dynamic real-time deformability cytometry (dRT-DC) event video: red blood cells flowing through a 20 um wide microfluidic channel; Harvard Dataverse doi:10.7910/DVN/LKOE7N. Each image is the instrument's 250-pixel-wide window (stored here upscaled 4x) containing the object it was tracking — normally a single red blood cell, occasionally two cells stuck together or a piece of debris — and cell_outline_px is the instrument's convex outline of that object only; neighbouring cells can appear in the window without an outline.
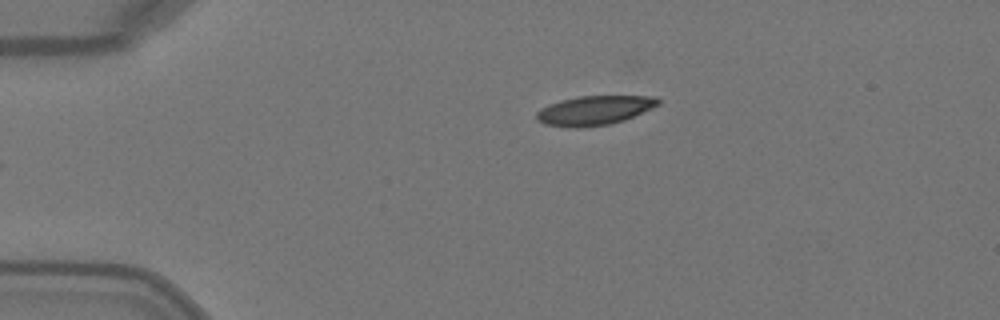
{"species": "Egyptian fruit bat (a non-hibernating species)", "species_latin": "Rousettus aegyptiacus", "temperature_condition": "warm", "stored_images_in_passage": 2, "camera_frame_rate_fps": 3000, "um_per_image_px": 0.085, "animal": {"sex": "female"}, "frame": {"image": 1, "passage_image": 1, "time_ms": 0.0, "image_size_px": [1000, 320], "cell_outline_px": [[660, 104], [624, 120], [608, 124], [576, 128], [544, 124], [536, 120], [536, 112], [540, 108], [548, 104], [560, 100], [580, 96], [656, 96], [660, 100]], "centroid_in_image_um": [50.49, 9.37], "position_along_channel_um": 34.5, "area_um2": 20.69}}